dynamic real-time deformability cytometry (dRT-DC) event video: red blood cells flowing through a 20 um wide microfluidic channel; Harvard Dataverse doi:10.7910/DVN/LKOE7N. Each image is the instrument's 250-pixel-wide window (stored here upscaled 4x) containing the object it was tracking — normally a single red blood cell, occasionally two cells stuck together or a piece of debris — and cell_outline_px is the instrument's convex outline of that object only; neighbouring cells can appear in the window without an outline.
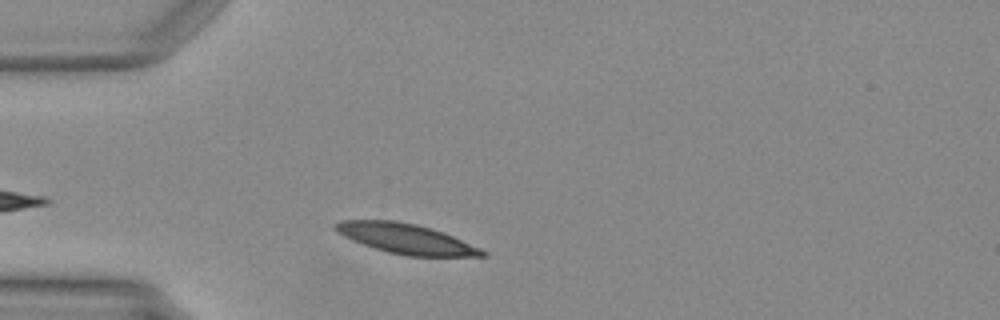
{"species": "Egyptian fruit bat (a non-hibernating species)", "species_latin": "Rousettus aegyptiacus", "temperature_condition": "warm", "stored_images_in_passage": 34, "camera_frame_rate_fps": 3000, "um_per_image_px": 0.085, "animal": {"sex": "female"}, "frame": {"image": 1, "passage_image": 1, "time_ms": 0.0, "image_size_px": [1000, 320], "cell_outline_px": [[488, 256], [408, 256], [388, 252], [352, 240], [336, 232], [332, 228], [340, 220], [396, 220], [416, 224], [432, 228], [452, 236], [480, 248], [488, 252]], "centroid_in_image_um": [34.5, 20.28], "position_along_channel_um": 50.5, "area_um2": 25.49}}
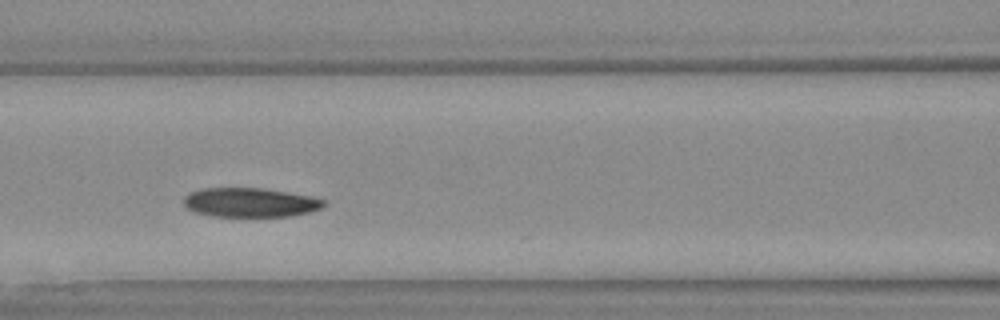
{"frame": {"image": 2, "passage_image": 9, "time_ms": 2.667, "image_size_px": [1000, 320], "cell_outline_px": [[324, 204], [320, 208], [308, 212], [288, 216], [212, 216], [196, 212], [188, 208], [184, 204], [184, 196], [200, 188], [264, 188], [312, 196], [324, 200]], "centroid_in_image_um": [21.25, 17.2], "position_along_channel_um": 145.4, "area_um2": 23.64}}
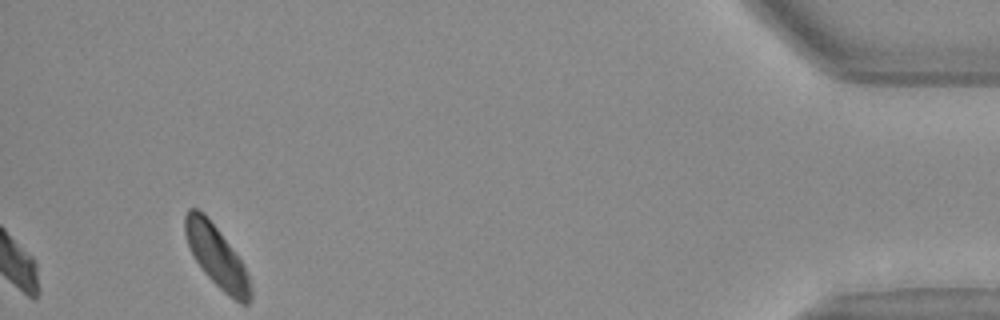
{"frame": {"image": 3, "passage_image": 34, "time_ms": 11.0, "image_size_px": [1000, 320], "cell_outline_px": [[252, 300], [248, 304], [240, 304], [224, 292], [204, 272], [196, 260], [188, 244], [184, 232], [184, 216], [188, 208], [196, 208], [204, 212], [244, 264], [248, 272], [252, 292]], "centroid_in_image_um": [18.44, 21.81], "position_along_channel_um": 416.8, "area_um2": 23.35}}